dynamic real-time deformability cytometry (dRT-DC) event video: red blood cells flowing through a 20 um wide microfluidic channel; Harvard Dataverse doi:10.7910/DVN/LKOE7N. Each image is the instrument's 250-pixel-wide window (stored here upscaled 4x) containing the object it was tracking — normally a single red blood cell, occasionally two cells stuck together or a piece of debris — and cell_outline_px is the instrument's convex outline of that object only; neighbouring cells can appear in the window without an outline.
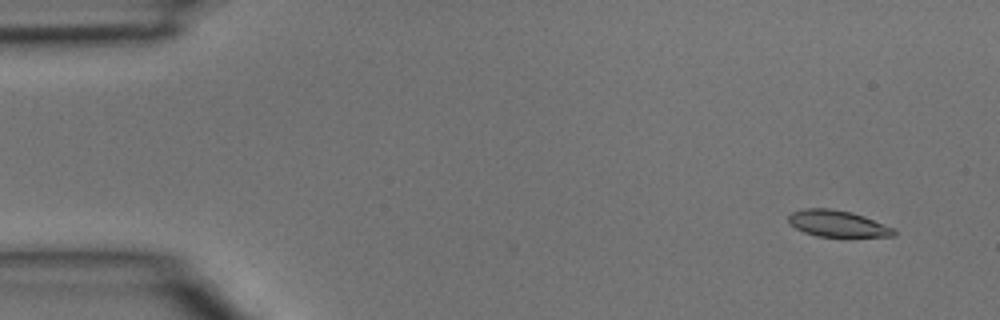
{"species": "common noctule bat (a hibernating species)", "species_latin": "Nyctalus noctula", "temperature_condition": "room temperature", "stored_images_in_passage": 4, "camera_frame_rate_fps": 3000, "um_per_image_px": 0.085, "animal": {"sex": "male", "body_mass_g": 15.6}, "frame": {"image": 1, "passage_image": 1, "time_ms": 0.0, "image_size_px": [1000, 320], "cell_outline_px": [[896, 236], [816, 236], [804, 232], [788, 224], [788, 216], [792, 212], [804, 208], [828, 208], [852, 212], [864, 216], [892, 228], [896, 232]], "centroid_in_image_um": [71.13, 18.99], "position_along_channel_um": 13.9, "area_um2": 16.07}}
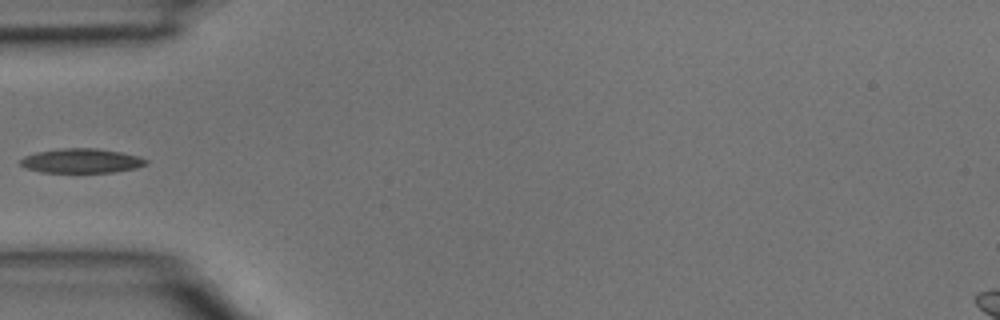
{"frame": {"image": 2, "passage_image": 4, "time_ms": 1.0, "image_size_px": [1000, 320], "cell_outline_px": [[148, 164], [136, 168], [116, 172], [40, 172], [24, 168], [20, 164], [20, 160], [24, 156], [36, 152], [64, 148], [96, 148], [120, 152], [136, 156], [148, 160]], "centroid_in_image_um": [6.9, 13.67], "position_along_channel_um": 78.1, "area_um2": 17.86}}